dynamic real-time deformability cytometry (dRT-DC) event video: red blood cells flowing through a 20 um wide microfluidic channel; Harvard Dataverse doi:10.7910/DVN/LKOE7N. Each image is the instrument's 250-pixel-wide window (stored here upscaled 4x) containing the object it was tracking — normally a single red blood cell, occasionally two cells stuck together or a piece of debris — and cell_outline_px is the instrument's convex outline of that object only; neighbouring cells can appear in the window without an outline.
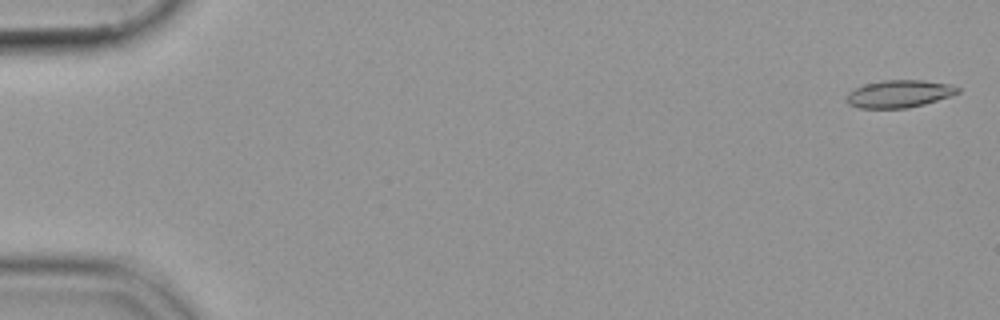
{"species": "common noctule bat (a hibernating species)", "species_latin": "Nyctalus noctula", "temperature_condition": "cold", "stored_images_in_passage": 53, "camera_frame_rate_fps": 3000, "um_per_image_px": 0.085, "animal": {"sex": "female", "body_mass_g": 19.9}, "frame": {"image": 1, "passage_image": 2, "time_ms": 0.333, "image_size_px": [1000, 320], "cell_outline_px": [[960, 92], [924, 104], [908, 108], [860, 108], [848, 104], [848, 92], [856, 88], [868, 84], [884, 80], [920, 80], [948, 84], [960, 88]], "centroid_in_image_um": [76.43, 7.98], "position_along_channel_um": 8.6, "area_um2": 17.4}}
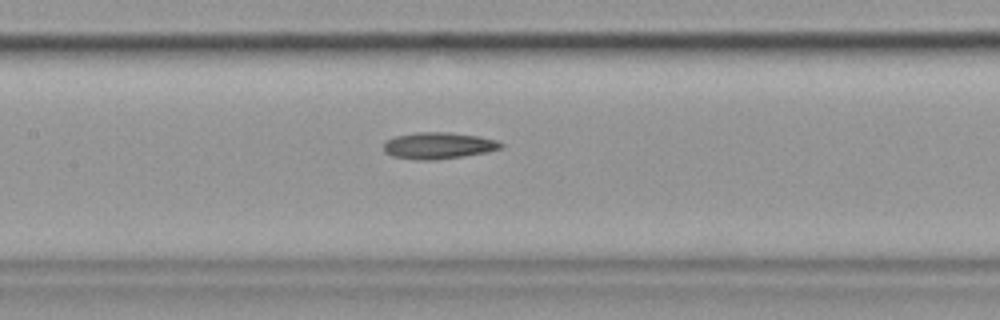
{"frame": {"image": 2, "passage_image": 27, "time_ms": 8.667, "image_size_px": [1000, 320], "cell_outline_px": [[504, 148], [488, 152], [464, 156], [436, 160], [416, 160], [392, 156], [384, 152], [384, 140], [396, 136], [416, 132], [448, 132], [480, 136], [496, 140], [504, 144]], "centroid_in_image_um": [37.28, 12.38], "position_along_channel_um": 170.1, "area_um2": 18.44}}
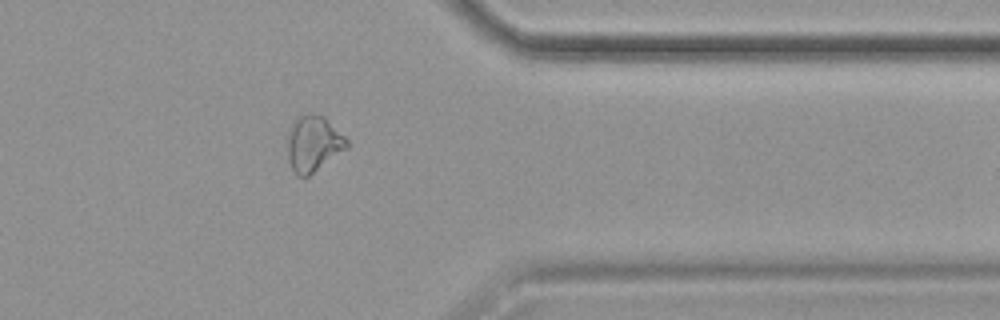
{"frame": {"image": 3, "passage_image": 45, "time_ms": 14.667, "image_size_px": [1000, 320], "cell_outline_px": [[348, 148], [308, 176], [296, 176], [288, 160], [288, 132], [296, 120], [300, 116], [308, 112], [312, 112], [324, 116], [348, 140]], "centroid_in_image_um": [26.65, 12.21], "position_along_channel_um": 384.8, "area_um2": 19.19}}